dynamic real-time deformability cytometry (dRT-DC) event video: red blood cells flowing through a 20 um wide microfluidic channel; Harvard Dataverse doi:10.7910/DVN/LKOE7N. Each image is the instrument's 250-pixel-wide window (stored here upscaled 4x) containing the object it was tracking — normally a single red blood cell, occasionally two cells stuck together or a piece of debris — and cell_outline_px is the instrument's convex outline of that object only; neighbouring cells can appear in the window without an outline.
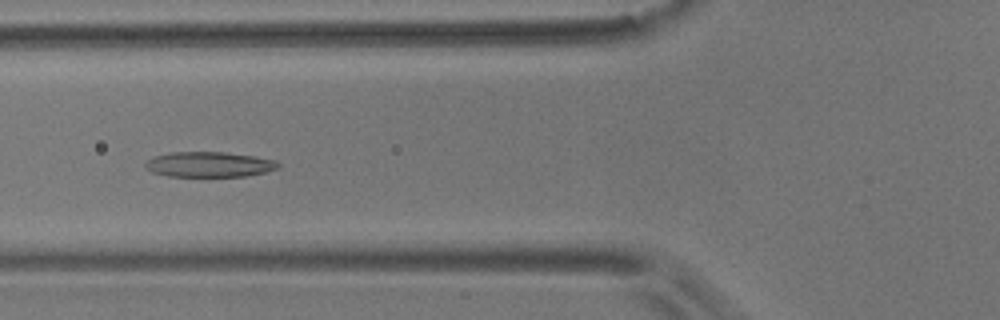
{"species": "common noctule bat (a hibernating species)", "species_latin": "Nyctalus noctula", "temperature_condition": "room temperature", "stored_images_in_passage": 50, "camera_frame_rate_fps": 3000, "um_per_image_px": 0.085, "animal": {"sex": "male", "body_mass_g": 17.9}, "frame": {"image": 1, "passage_image": 19, "time_ms": 6.0, "image_size_px": [1000, 320], "cell_outline_px": [[280, 168], [264, 172], [244, 176], [168, 176], [152, 172], [144, 168], [144, 164], [152, 156], [172, 152], [224, 152], [252, 156], [276, 160], [280, 164]], "centroid_in_image_um": [17.75, 13.97], "position_along_channel_um": 108.0, "area_um2": 19.54}}
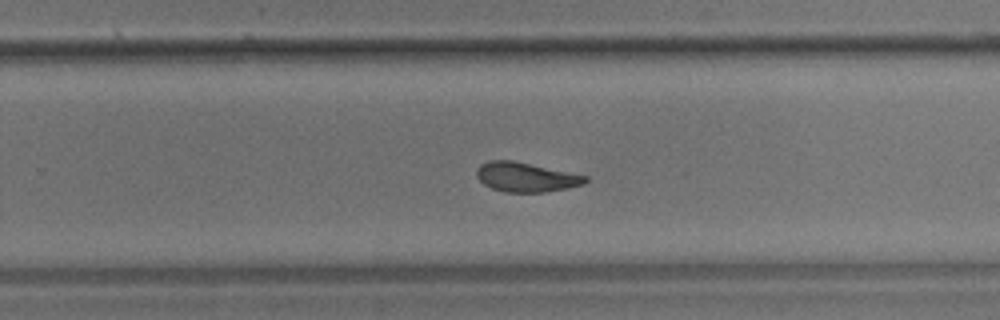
{"frame": {"image": 2, "passage_image": 34, "time_ms": 11.0, "image_size_px": [1000, 320], "cell_outline_px": [[588, 180], [584, 184], [568, 188], [544, 192], [504, 192], [492, 188], [484, 184], [476, 176], [476, 168], [480, 164], [488, 160], [512, 160], [588, 176]], "centroid_in_image_um": [44.68, 15.05], "position_along_channel_um": 285.1, "area_um2": 18.67}}
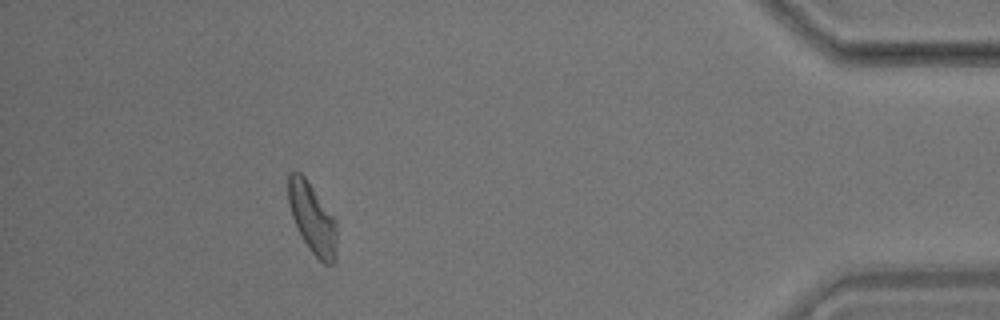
{"frame": {"image": 3, "passage_image": 49, "time_ms": 16.0, "image_size_px": [1000, 320], "cell_outline_px": [[336, 260], [332, 264], [324, 264], [308, 248], [292, 216], [288, 204], [288, 172], [300, 172], [304, 176], [336, 220]], "centroid_in_image_um": [26.55, 18.56], "position_along_channel_um": 408.7, "area_um2": 19.59}}